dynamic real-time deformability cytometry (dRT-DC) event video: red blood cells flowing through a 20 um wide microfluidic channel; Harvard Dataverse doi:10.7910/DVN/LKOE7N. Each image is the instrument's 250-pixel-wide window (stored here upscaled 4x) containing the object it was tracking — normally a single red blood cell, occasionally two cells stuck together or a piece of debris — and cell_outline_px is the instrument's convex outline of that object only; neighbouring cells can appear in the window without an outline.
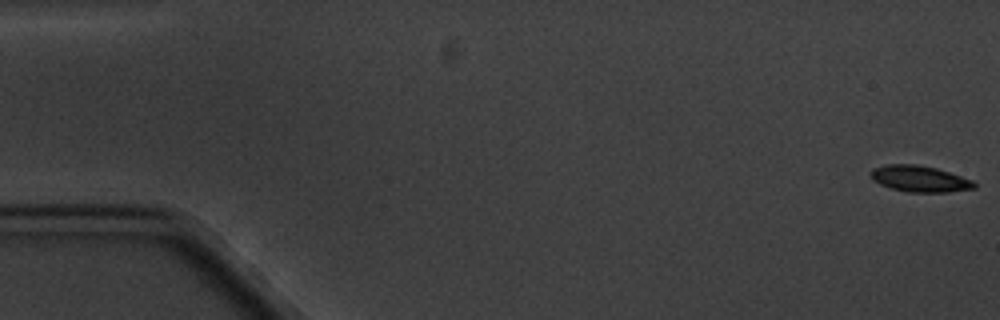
{"species": "common noctule bat (a hibernating species)", "species_latin": "Nyctalus noctula", "temperature_condition": "cold", "stored_images_in_passage": 6, "segment_of_instrument_passage": [1, 2], "camera_frame_rate_fps": 3000, "um_per_image_px": 0.085, "animal": {"sex": "male", "body_mass_g": 20.1, "forearm_length_mm": 53.5}, "frame": {"image": 1, "passage_image": 1, "time_ms": 0.0, "image_size_px": [1000, 320], "cell_outline_px": [[976, 188], [948, 192], [908, 192], [892, 188], [880, 184], [872, 180], [868, 172], [872, 168], [884, 164], [916, 164], [936, 168], [972, 180], [976, 184]], "centroid_in_image_um": [78.12, 15.19], "position_along_channel_um": 6.9, "area_um2": 15.9}}
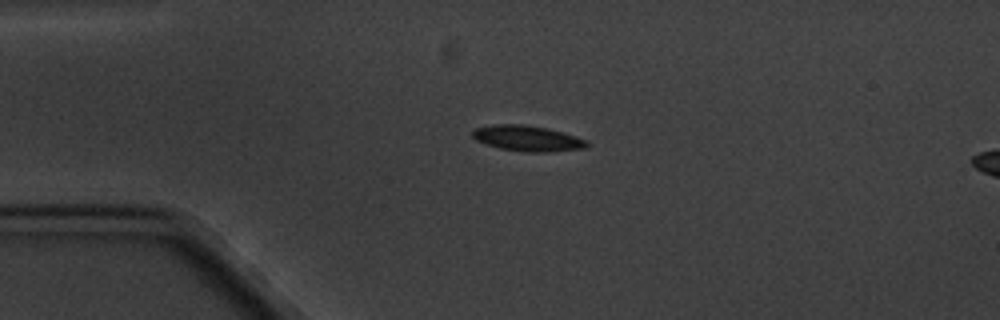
{"frame": {"image": 2, "passage_image": 4, "time_ms": 4.333, "image_size_px": [1000, 320], "cell_outline_px": [[588, 144], [584, 148], [544, 152], [528, 152], [500, 148], [476, 140], [472, 136], [472, 132], [476, 128], [496, 124], [524, 124], [548, 128], [564, 132], [588, 140]], "centroid_in_image_um": [44.86, 11.75], "position_along_channel_um": 40.1, "area_um2": 16.94}}